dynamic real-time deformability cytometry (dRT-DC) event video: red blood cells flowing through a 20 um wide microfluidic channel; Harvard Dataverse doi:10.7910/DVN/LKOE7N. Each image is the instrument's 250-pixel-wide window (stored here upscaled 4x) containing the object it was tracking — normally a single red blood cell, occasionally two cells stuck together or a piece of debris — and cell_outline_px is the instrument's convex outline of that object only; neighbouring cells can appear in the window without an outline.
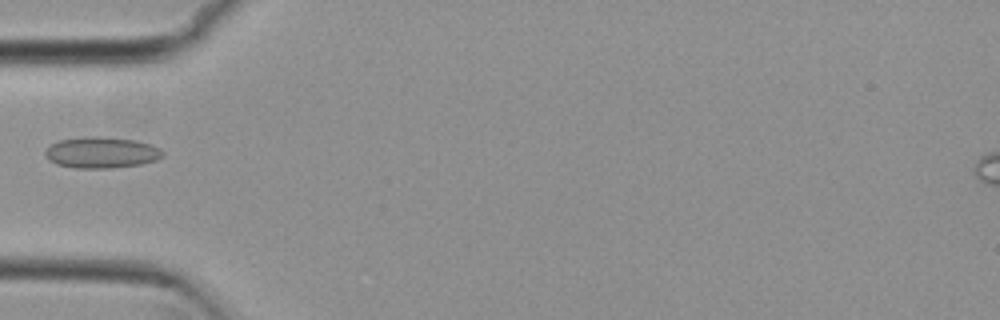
{"species": "common noctule bat (a hibernating species)", "species_latin": "Nyctalus noctula", "temperature_condition": "cold", "stored_images_in_passage": 37, "camera_frame_rate_fps": 3000, "um_per_image_px": 0.085, "animal": {"sex": "female", "body_mass_g": 29.2, "forearm_length_mm": 56.3}, "frame": {"image": 1, "passage_image": 1, "time_ms": 0.0, "image_size_px": [1000, 320], "cell_outline_px": [[164, 156], [156, 160], [140, 164], [112, 168], [76, 168], [56, 164], [48, 160], [44, 152], [52, 144], [60, 140], [92, 136], [100, 136], [136, 140], [152, 144], [160, 148], [164, 152]], "centroid_in_image_um": [8.66, 12.96], "position_along_channel_um": 76.3, "area_um2": 21.39}}
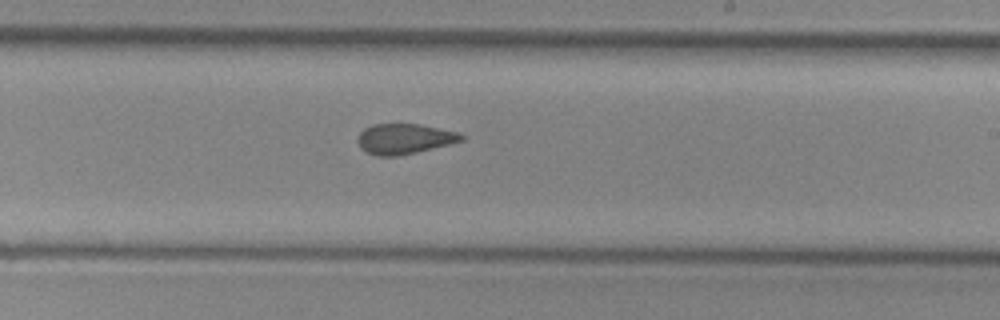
{"frame": {"image": 2, "passage_image": 15, "time_ms": 4.667, "image_size_px": [1000, 320], "cell_outline_px": [[464, 140], [416, 152], [396, 156], [376, 156], [360, 148], [356, 140], [360, 132], [364, 128], [372, 124], [420, 124], [460, 132], [464, 136]], "centroid_in_image_um": [34.35, 11.79], "position_along_channel_um": 254.6, "area_um2": 18.32}}
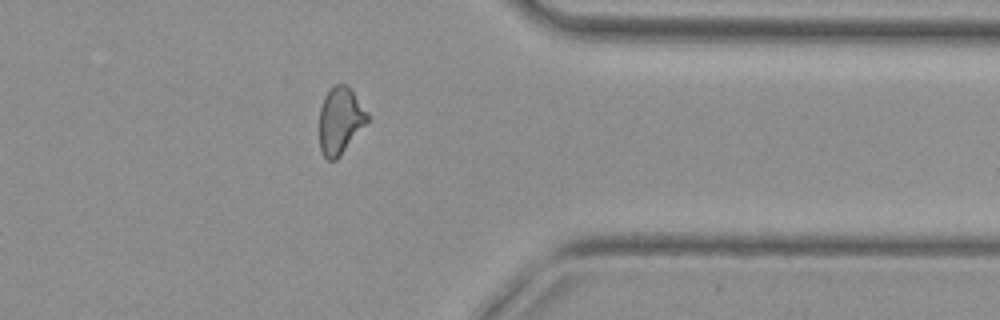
{"frame": {"image": 3, "passage_image": 26, "time_ms": 8.333, "image_size_px": [1000, 320], "cell_outline_px": [[368, 120], [340, 156], [336, 160], [328, 160], [324, 156], [320, 148], [320, 108], [324, 96], [336, 84], [344, 84], [352, 92], [368, 112]], "centroid_in_image_um": [28.9, 10.27], "position_along_channel_um": 382.5, "area_um2": 18.21}}